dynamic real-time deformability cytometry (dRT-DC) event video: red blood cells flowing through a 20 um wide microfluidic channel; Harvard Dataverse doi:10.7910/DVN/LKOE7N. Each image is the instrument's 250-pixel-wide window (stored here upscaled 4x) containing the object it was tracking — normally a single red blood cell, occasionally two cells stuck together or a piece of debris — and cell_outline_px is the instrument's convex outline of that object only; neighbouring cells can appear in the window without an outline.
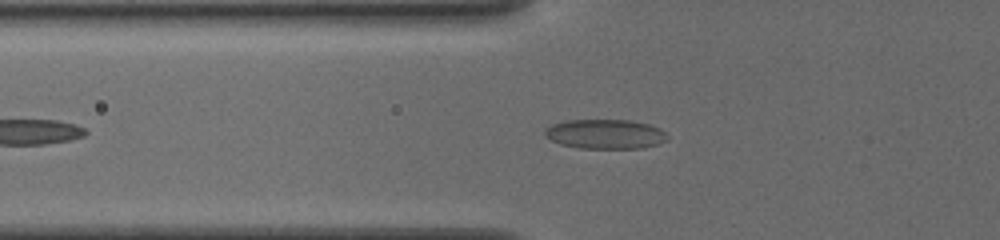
{"species": "common noctule bat (a hibernating species)", "species_latin": "Nyctalus noctula", "temperature_condition": "cold", "stored_images_in_passage": 41, "camera_frame_rate_fps": 3000, "um_per_image_px": 0.085, "animal": {"sex": "female", "body_mass_g": 19.5, "forearm_length_mm": 54.1}, "frame": {"image": 1, "passage_image": 10, "time_ms": 3.0, "image_size_px": [1000, 240], "cell_outline_px": [[668, 140], [660, 144], [644, 148], [580, 148], [560, 144], [544, 136], [544, 128], [552, 124], [568, 120], [628, 120], [648, 124], [660, 128], [668, 136]], "centroid_in_image_um": [51.46, 11.4], "position_along_channel_um": 74.3, "area_um2": 21.21}}
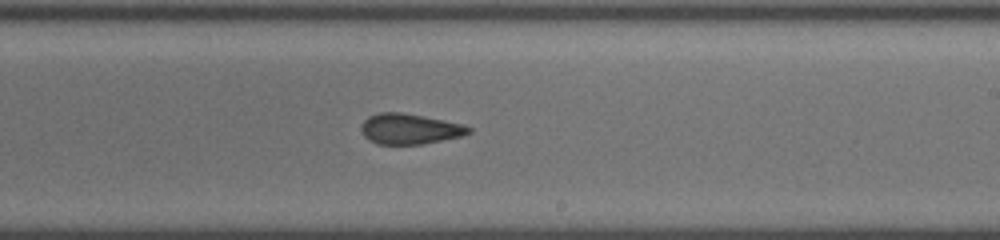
{"frame": {"image": 2, "passage_image": 24, "time_ms": 7.667, "image_size_px": [1000, 240], "cell_outline_px": [[472, 132], [464, 136], [424, 144], [376, 144], [368, 140], [364, 136], [360, 128], [364, 120], [368, 116], [380, 112], [400, 112], [444, 120], [460, 124], [472, 128]], "centroid_in_image_um": [34.82, 10.97], "position_along_channel_um": 254.2, "area_um2": 19.19}}
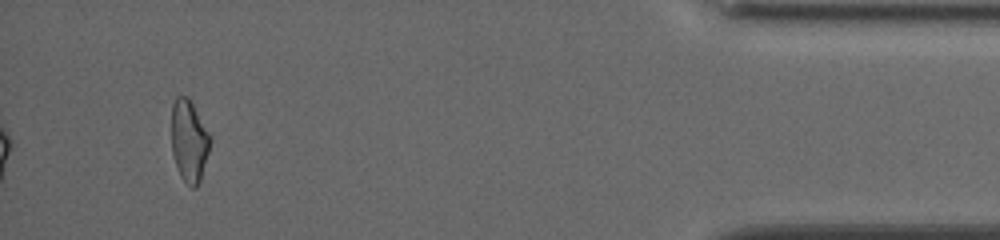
{"frame": {"image": 3, "passage_image": 41, "time_ms": 13.333, "image_size_px": [1000, 240], "cell_outline_px": [[212, 140], [200, 180], [196, 188], [192, 188], [180, 176], [176, 168], [172, 152], [172, 104], [176, 96], [188, 96], [192, 100]], "centroid_in_image_um": [16.07, 11.95], "position_along_channel_um": 419.1, "area_um2": 18.61}, "authors_computed_cell_mechanics": {"area_um2": 19.363, "velocity_mm_per_s": 3.8817, "shape_relaxation_time_tau1_ms": null, "shape_relaxation_time_tau2_ms": 2.3193, "deformation_change_tau1": null, "deformation_change_tau2": 0.0833}}